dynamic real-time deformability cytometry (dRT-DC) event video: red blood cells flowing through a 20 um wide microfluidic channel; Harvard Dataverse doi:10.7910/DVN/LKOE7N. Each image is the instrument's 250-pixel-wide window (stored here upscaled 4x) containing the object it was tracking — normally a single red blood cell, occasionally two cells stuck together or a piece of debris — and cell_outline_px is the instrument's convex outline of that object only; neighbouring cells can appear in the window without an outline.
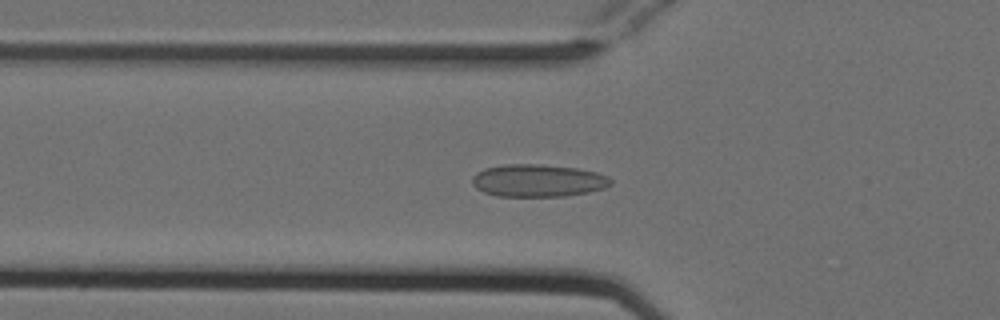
{"species": "Egyptian fruit bat (a non-hibernating species)", "species_latin": "Rousettus aegyptiacus", "temperature_condition": "cold", "stored_images_in_passage": 46, "camera_frame_rate_fps": 3000, "um_per_image_px": 0.085, "animal": {"sex": "female"}, "frame": {"image": 1, "passage_image": 18, "time_ms": 5.667, "image_size_px": [1000, 320], "cell_outline_px": [[612, 184], [604, 188], [588, 192], [564, 196], [496, 196], [484, 192], [476, 188], [472, 184], [472, 176], [476, 172], [484, 168], [504, 164], [536, 164], [576, 168], [596, 172], [608, 176], [612, 180]], "centroid_in_image_um": [45.7, 15.35], "position_along_channel_um": 80.1, "area_um2": 26.3}}
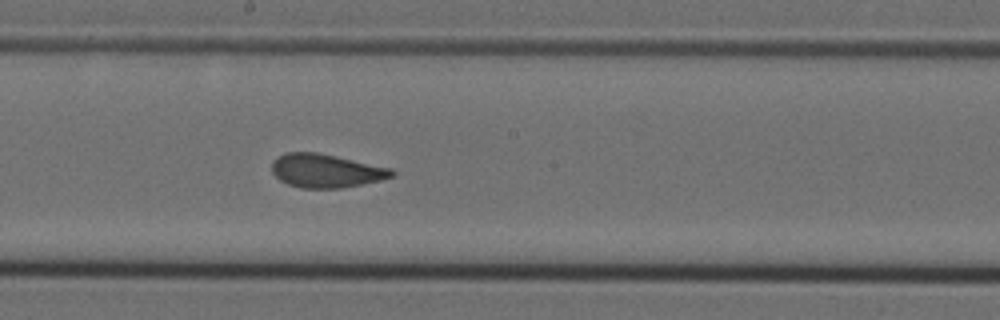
{"frame": {"image": 2, "passage_image": 29, "time_ms": 9.333, "image_size_px": [1000, 320], "cell_outline_px": [[396, 172], [392, 176], [380, 180], [340, 188], [300, 188], [288, 184], [280, 180], [272, 172], [272, 160], [284, 152], [316, 152], [336, 156], [392, 168]], "centroid_in_image_um": [27.68, 14.51], "position_along_channel_um": 220.5, "area_um2": 23.41}}
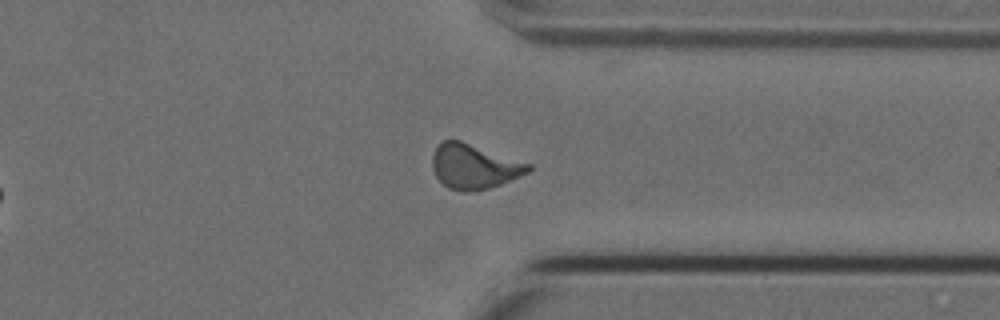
{"frame": {"image": 3, "passage_image": 41, "time_ms": 13.333, "image_size_px": [1000, 320], "cell_outline_px": [[532, 168], [528, 172], [500, 184], [476, 192], [460, 192], [448, 188], [436, 176], [432, 168], [432, 156], [436, 148], [444, 140], [460, 140], [532, 164]], "centroid_in_image_um": [40.29, 14.16], "position_along_channel_um": 371.1, "area_um2": 24.97}, "authors_computed_cell_mechanics": {"area_um2": 24.1026, "velocity_mm_per_s": 3.7936, "shape_relaxation_time_tau1_ms": 8.2272, "shape_relaxation_time_tau2_ms": 0.9932, "deformation_change_tau1": 0.1483, "deformation_change_tau2": 0.0609}}